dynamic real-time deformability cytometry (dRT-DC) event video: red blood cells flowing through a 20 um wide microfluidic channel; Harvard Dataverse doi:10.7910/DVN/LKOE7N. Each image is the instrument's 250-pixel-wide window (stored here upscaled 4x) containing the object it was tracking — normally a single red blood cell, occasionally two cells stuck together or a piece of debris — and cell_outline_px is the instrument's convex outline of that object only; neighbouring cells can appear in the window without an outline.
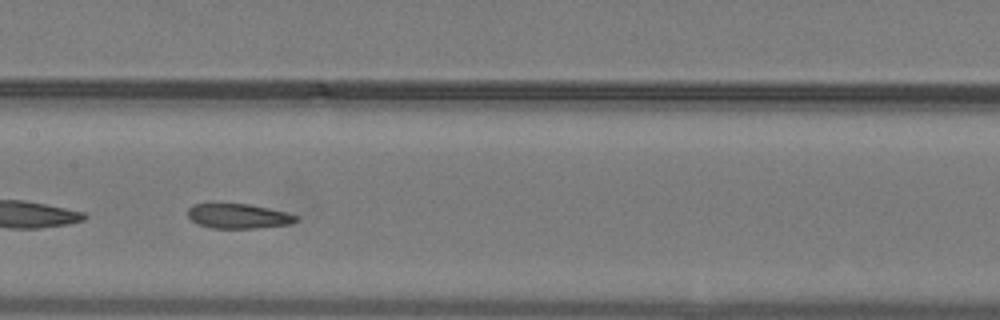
{"species": "common noctule bat (a hibernating species)", "species_latin": "Nyctalus noctula", "temperature_condition": "warm", "stored_images_in_passage": 39, "camera_frame_rate_fps": 3000, "um_per_image_px": 0.085, "animal": {"sex": "male", "body_mass_g": 19.2, "forearm_length_mm": 51.8}, "frame": {"image": 1, "passage_image": 17, "time_ms": 5.333, "image_size_px": [1000, 320], "cell_outline_px": [[300, 220], [292, 224], [256, 228], [212, 228], [200, 224], [192, 220], [188, 216], [188, 208], [192, 204], [248, 204], [288, 212], [300, 216]], "centroid_in_image_um": [20.34, 18.37], "position_along_channel_um": 187.1, "area_um2": 15.66}, "authors_computed_cell_mechanics": {"area_um2": 16.762, "velocity_mm_per_s": 4.0365, "shape_relaxation_time_tau1_ms": null, "shape_relaxation_time_tau2_ms": 2.5043, "deformation_change_tau1": null, "deformation_change_tau2": 0.097}}